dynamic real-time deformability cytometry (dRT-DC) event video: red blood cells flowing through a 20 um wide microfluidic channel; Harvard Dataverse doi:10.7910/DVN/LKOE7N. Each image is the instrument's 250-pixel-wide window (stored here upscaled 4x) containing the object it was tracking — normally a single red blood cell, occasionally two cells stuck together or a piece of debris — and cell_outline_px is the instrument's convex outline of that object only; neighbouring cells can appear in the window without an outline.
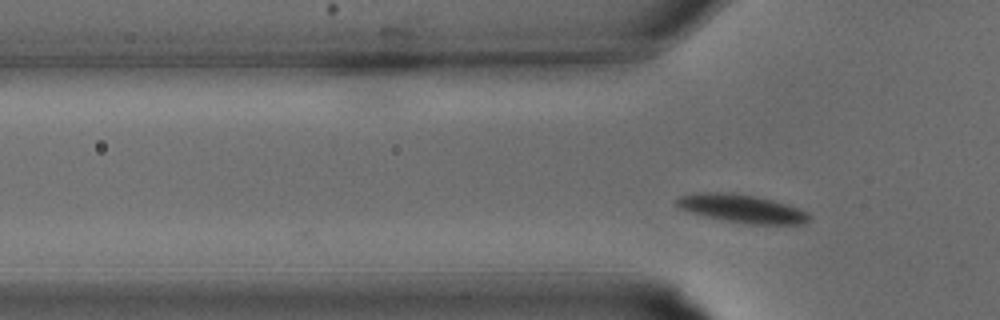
{"species": "common noctule bat (a hibernating species)", "species_latin": "Nyctalus noctula", "temperature_condition": "warm", "stored_images_in_passage": 2, "camera_frame_rate_fps": 3000, "um_per_image_px": 0.085, "animal": {"sex": "male", "body_mass_g": 15.6}, "frame": {"image": 1, "passage_image": 2, "time_ms": 0.333, "image_size_px": [1000, 320], "cell_outline_px": [[812, 216], [808, 220], [800, 224], [748, 224], [724, 220], [688, 212], [680, 208], [676, 204], [676, 200], [680, 196], [696, 192], [732, 192], [756, 196], [772, 200], [808, 212]], "centroid_in_image_um": [63.02, 17.72], "position_along_channel_um": 62.8, "area_um2": 21.68}}